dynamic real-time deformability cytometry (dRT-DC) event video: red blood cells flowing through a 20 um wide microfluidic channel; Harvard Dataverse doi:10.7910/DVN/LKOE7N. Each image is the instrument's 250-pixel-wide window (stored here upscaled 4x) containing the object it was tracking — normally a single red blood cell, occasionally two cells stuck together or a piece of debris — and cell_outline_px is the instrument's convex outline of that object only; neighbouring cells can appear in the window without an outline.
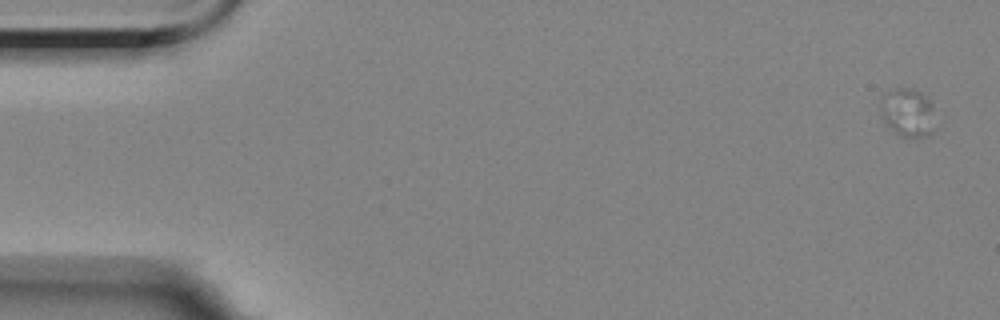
{"species": "Egyptian fruit bat (a non-hibernating species)", "species_latin": "Rousettus aegyptiacus", "temperature_condition": "room temperature", "stored_images_in_passage": 5, "camera_frame_rate_fps": 3000, "um_per_image_px": 0.085, "animal": {"sex": "female"}, "frame": {"image": 1, "passage_image": 1, "time_ms": 0.0, "image_size_px": [1000, 320], "cell_outline_px": [[932, 132], [924, 136], [900, 136], [888, 128], [884, 124], [880, 116], [880, 96], [884, 92], [900, 88], [912, 88], [920, 92], [932, 104]], "centroid_in_image_um": [77.05, 9.55], "position_along_channel_um": 7.9, "area_um2": 15.43}}
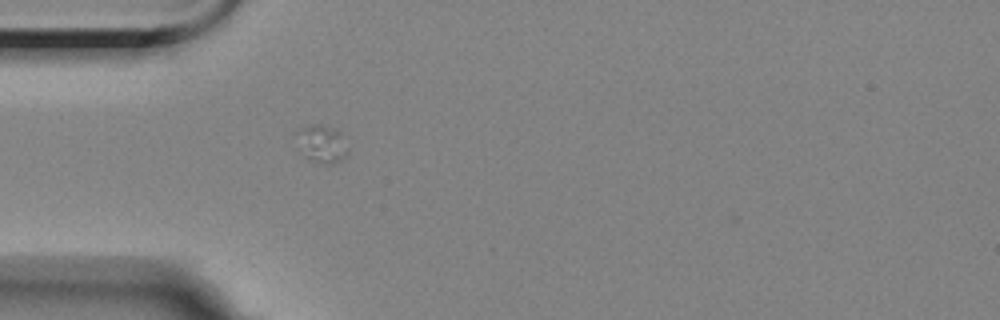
{"frame": {"image": 2, "passage_image": 5, "time_ms": 5.667, "image_size_px": [1000, 320], "cell_outline_px": [[348, 156], [332, 164], [320, 164], [308, 160], [304, 156], [292, 132], [296, 128], [308, 124], [324, 124], [336, 128], [340, 132], [348, 148]], "centroid_in_image_um": [27.3, 12.19], "position_along_channel_um": 57.7, "area_um2": 12.02}}